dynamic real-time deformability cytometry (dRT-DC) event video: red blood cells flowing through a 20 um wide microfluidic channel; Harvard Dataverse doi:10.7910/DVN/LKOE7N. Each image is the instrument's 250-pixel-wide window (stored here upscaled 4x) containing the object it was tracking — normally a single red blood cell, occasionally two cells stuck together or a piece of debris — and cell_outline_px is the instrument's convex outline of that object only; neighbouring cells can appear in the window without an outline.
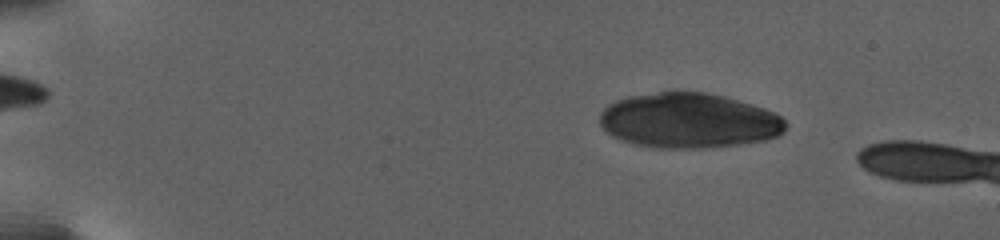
{"species": "human", "species_latin": "Homo sapiens", "temperature_condition": "warm", "stored_images_in_passage": 27, "camera_frame_rate_fps": 3000, "um_per_image_px": 0.085, "donor": {"sex": "female"}, "frame": {"image": 1, "passage_image": 1, "time_ms": 0.0, "image_size_px": [1000, 240], "cell_outline_px": [[788, 124], [784, 132], [776, 136], [764, 140], [736, 144], [704, 148], [660, 148], [636, 144], [624, 140], [608, 132], [600, 124], [600, 112], [608, 104], [616, 100], [632, 96], [660, 92], [704, 92], [724, 96], [764, 108], [780, 116]], "centroid_in_image_um": [58.56, 10.25], "position_along_channel_um": 26.4, "area_um2": 59.01}}